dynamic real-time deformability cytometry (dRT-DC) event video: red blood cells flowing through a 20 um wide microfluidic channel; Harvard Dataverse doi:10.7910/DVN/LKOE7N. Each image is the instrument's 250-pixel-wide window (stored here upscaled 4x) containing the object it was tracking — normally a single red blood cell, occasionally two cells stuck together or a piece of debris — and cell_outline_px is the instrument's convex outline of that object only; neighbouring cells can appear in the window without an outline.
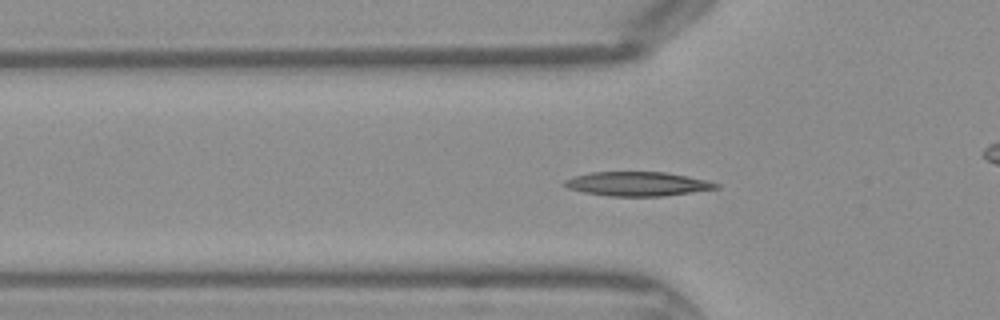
{"species": "Egyptian fruit bat (a non-hibernating species)", "species_latin": "Rousettus aegyptiacus", "temperature_condition": "warm", "stored_images_in_passage": 46, "camera_frame_rate_fps": 3000, "um_per_image_px": 0.085, "frame": {"image": 1, "passage_image": 15, "time_ms": 4.667, "image_size_px": [1000, 320], "cell_outline_px": [[720, 188], [664, 196], [608, 196], [584, 192], [568, 188], [564, 184], [564, 180], [572, 176], [592, 172], [664, 172], [708, 180], [720, 184]], "centroid_in_image_um": [54.19, 15.63], "position_along_channel_um": 71.6, "area_um2": 21.33}}
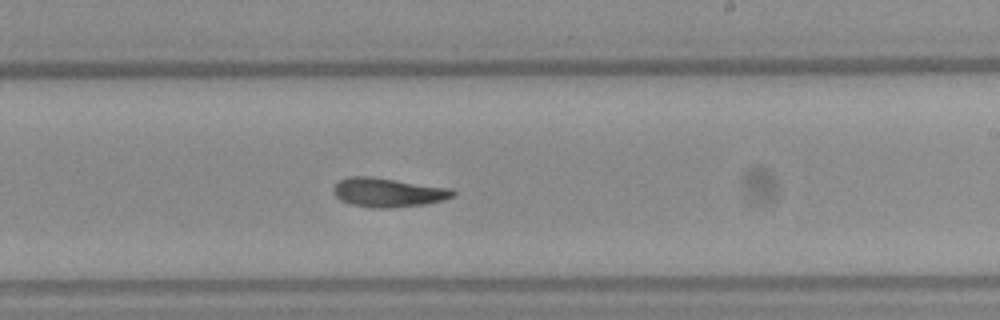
{"frame": {"image": 2, "passage_image": 27, "time_ms": 8.667, "image_size_px": [1000, 320], "cell_outline_px": [[456, 196], [444, 200], [424, 204], [388, 208], [380, 208], [352, 204], [340, 200], [332, 192], [332, 188], [340, 180], [348, 176], [368, 176], [452, 188], [456, 192]], "centroid_in_image_um": [33.0, 16.35], "position_along_channel_um": 256.0, "area_um2": 20.17}}
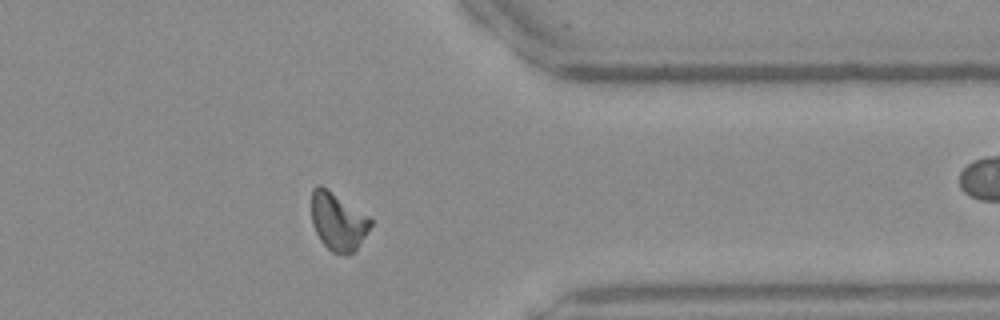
{"frame": {"image": 3, "passage_image": 36, "time_ms": 11.667, "image_size_px": [1000, 320], "cell_outline_px": [[372, 224], [356, 248], [348, 256], [344, 256], [332, 252], [320, 240], [312, 224], [312, 188], [316, 184], [320, 184], [368, 216], [372, 220]], "centroid_in_image_um": [28.7, 18.83], "position_along_channel_um": 382.7, "area_um2": 19.65}}